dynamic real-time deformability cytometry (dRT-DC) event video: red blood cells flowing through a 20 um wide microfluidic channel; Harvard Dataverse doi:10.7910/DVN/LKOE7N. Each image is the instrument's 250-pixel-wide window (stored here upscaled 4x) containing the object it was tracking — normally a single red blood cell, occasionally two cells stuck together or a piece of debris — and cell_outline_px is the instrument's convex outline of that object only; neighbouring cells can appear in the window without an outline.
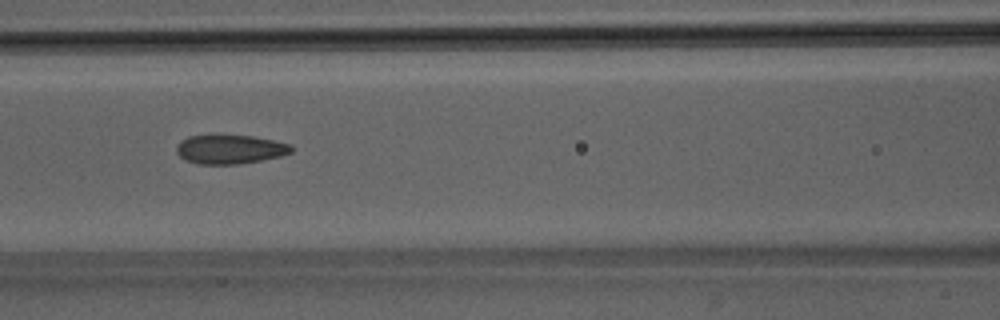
{"species": "Egyptian fruit bat (a non-hibernating species)", "species_latin": "Rousettus aegyptiacus", "temperature_condition": "room temperature", "stored_images_in_passage": 46, "camera_frame_rate_fps": 3000, "um_per_image_px": 0.085, "animal": {"sex": "male"}, "frame": {"image": 1, "passage_image": 18, "time_ms": 5.667, "image_size_px": [1000, 320], "cell_outline_px": [[296, 148], [292, 152], [280, 156], [240, 164], [200, 164], [184, 160], [176, 152], [176, 148], [180, 140], [188, 136], [212, 132], [220, 132], [252, 136], [292, 144]], "centroid_in_image_um": [19.52, 12.63], "position_along_channel_um": 147.1, "area_um2": 20.4}}
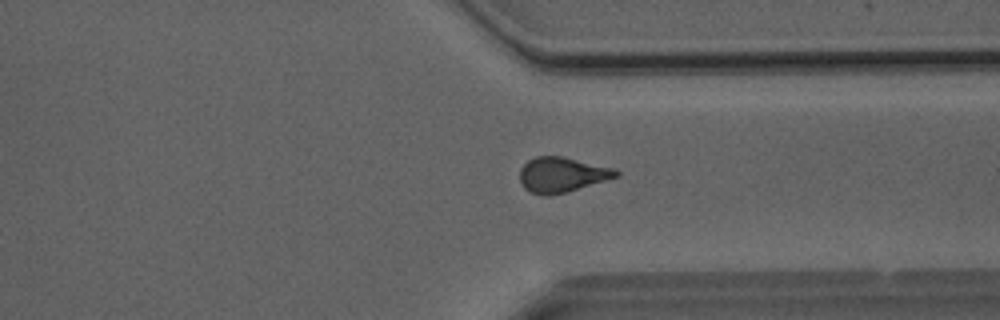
{"frame": {"image": 2, "passage_image": 34, "time_ms": 11.0, "image_size_px": [1000, 320], "cell_outline_px": [[620, 176], [564, 192], [548, 196], [544, 196], [532, 192], [524, 188], [520, 180], [520, 168], [528, 160], [536, 156], [560, 156], [616, 168], [620, 172]], "centroid_in_image_um": [47.77, 14.84], "position_along_channel_um": 363.6, "area_um2": 19.54}}
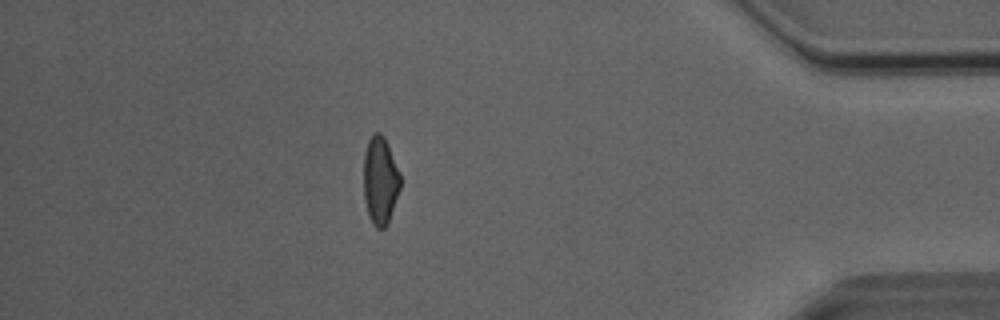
{"frame": {"image": 3, "passage_image": 40, "time_ms": 13.0, "image_size_px": [1000, 320], "cell_outline_px": [[400, 188], [388, 224], [384, 228], [376, 228], [372, 224], [368, 216], [364, 200], [364, 152], [368, 140], [372, 132], [380, 132], [384, 136], [388, 144], [400, 176]], "centroid_in_image_um": [32.3, 15.35], "position_along_channel_um": 402.9, "area_um2": 18.9}, "authors_computed_cell_mechanics": {"area_um2": 19.7965, "velocity_mm_per_s": 4.0653, "shape_relaxation_time_tau1_ms": 8.3334, "shape_relaxation_time_tau2_ms": 1.552, "deformation_change_tau1": 0.1794, "deformation_change_tau2": 0.0913}}